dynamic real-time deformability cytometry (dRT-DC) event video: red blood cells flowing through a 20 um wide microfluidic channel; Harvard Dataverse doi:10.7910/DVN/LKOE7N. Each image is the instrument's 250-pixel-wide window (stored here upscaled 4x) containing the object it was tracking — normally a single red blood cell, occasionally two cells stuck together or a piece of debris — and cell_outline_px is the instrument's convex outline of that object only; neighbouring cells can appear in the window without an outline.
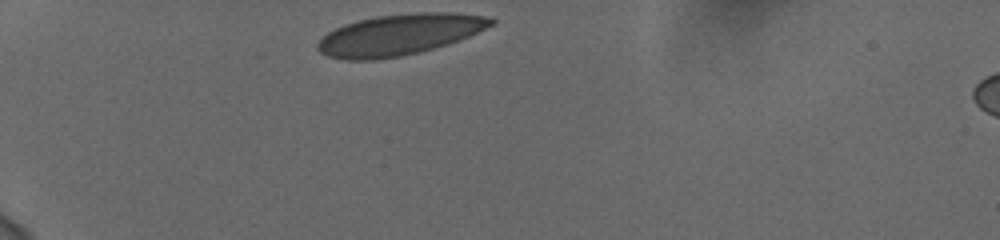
{"species": "human", "species_latin": "Homo sapiens", "temperature_condition": "cold", "stored_images_in_passage": 33, "camera_frame_rate_fps": 3000, "um_per_image_px": 0.085, "donor": {"sex": "female"}, "frame": {"image": 1, "passage_image": 1, "time_ms": 0.0, "image_size_px": [1000, 240], "cell_outline_px": [[496, 24], [468, 36], [448, 44], [420, 52], [400, 56], [376, 60], [344, 60], [328, 56], [320, 52], [316, 48], [316, 44], [328, 32], [344, 24], [376, 16], [416, 12], [452, 12], [484, 16], [496, 20]], "centroid_in_image_um": [33.95, 2.94], "position_along_channel_um": 51.1, "area_um2": 41.44}}
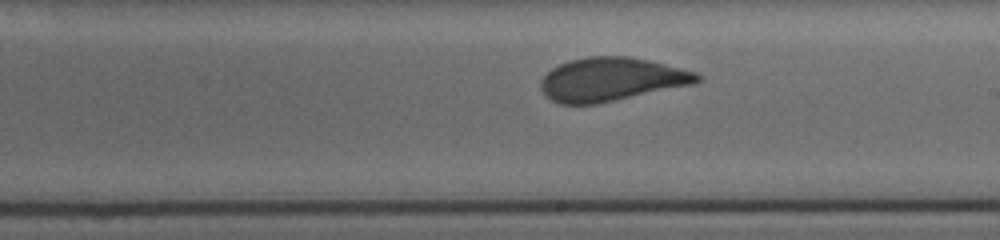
{"frame": {"image": 2, "passage_image": 19, "time_ms": 6.0, "image_size_px": [1000, 240], "cell_outline_px": [[700, 80], [696, 84], [596, 104], [560, 104], [552, 100], [540, 88], [540, 80], [552, 68], [568, 60], [588, 56], [628, 56], [648, 60], [696, 72], [700, 76]], "centroid_in_image_um": [51.96, 6.74], "position_along_channel_um": 237.0, "area_um2": 39.59}}
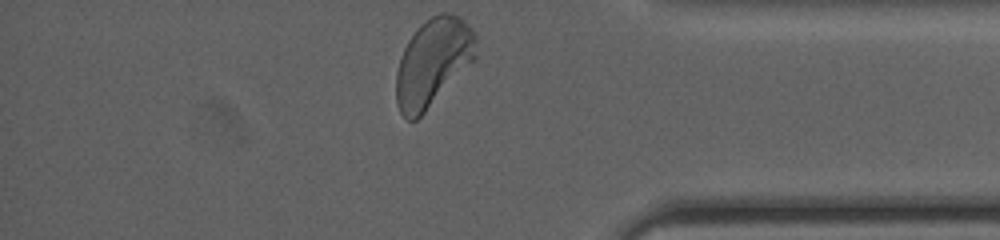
{"frame": {"image": 3, "passage_image": 33, "time_ms": 10.667, "image_size_px": [1000, 240], "cell_outline_px": [[476, 60], [416, 120], [408, 120], [400, 112], [396, 104], [396, 72], [400, 56], [408, 40], [416, 28], [420, 24], [432, 16], [440, 12], [448, 12], [460, 16], [472, 28], [476, 36]], "centroid_in_image_um": [36.81, 5.27], "position_along_channel_um": 398.4, "area_um2": 41.15}, "authors_computed_cell_mechanics": {"area_um2": 40.46, "velocity_mm_per_s": 3.7256, "shape_relaxation_time_tau1_ms": 4.056, "shape_relaxation_time_tau2_ms": null, "deformation_change_tau1": 0.1424, "deformation_change_tau2": null}}